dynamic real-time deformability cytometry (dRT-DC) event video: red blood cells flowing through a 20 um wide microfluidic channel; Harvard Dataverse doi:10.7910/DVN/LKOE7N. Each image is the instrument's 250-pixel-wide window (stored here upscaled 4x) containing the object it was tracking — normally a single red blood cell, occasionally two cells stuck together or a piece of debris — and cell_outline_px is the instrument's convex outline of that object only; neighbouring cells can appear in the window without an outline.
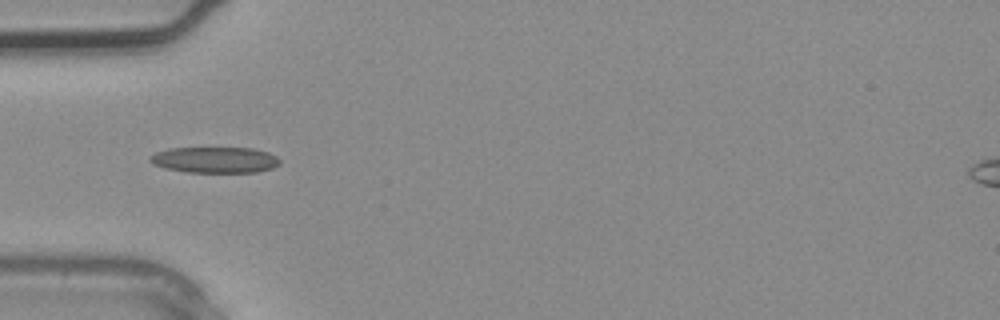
{"species": "common noctule bat (a hibernating species)", "species_latin": "Nyctalus noctula", "temperature_condition": "warm", "stored_images_in_passage": 4, "camera_frame_rate_fps": 3000, "um_per_image_px": 0.085, "animal": {"sex": "male", "body_mass_g": 20.4}, "frame": {"image": 1, "passage_image": 4, "time_ms": 1.0, "image_size_px": [1000, 320], "cell_outline_px": [[280, 164], [272, 168], [256, 172], [188, 172], [164, 168], [152, 164], [148, 160], [148, 156], [156, 152], [168, 148], [252, 148], [268, 152], [276, 156], [280, 160]], "centroid_in_image_um": [18.23, 13.59], "position_along_channel_um": 66.8, "area_um2": 19.77}}